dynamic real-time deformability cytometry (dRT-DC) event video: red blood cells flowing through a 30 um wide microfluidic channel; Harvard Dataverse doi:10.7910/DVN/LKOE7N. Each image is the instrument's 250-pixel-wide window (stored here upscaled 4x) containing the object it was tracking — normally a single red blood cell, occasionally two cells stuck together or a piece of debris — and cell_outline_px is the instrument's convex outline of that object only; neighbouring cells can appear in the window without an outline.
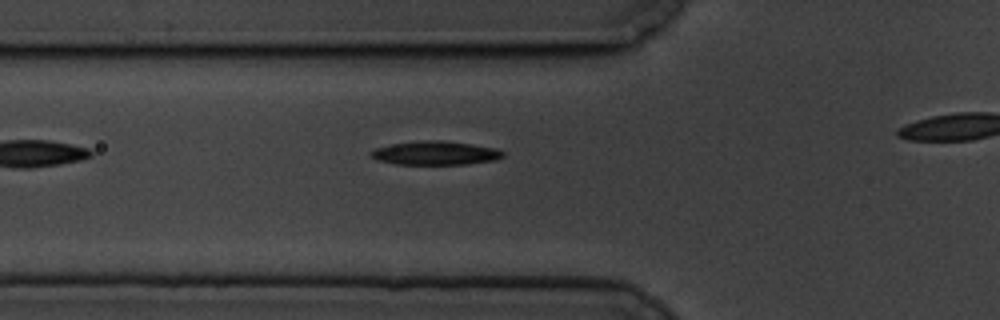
{"species": "common noctule bat (a hibernating species)", "species_latin": "Nyctalus noctula", "temperature_condition": "cold", "stored_images_in_passage": 31, "camera_frame_rate_fps": 3000, "um_per_image_px": 0.085, "animal": {"sex": "male", "body_mass_g": 19.5, "forearm_length_mm": 54.6}, "frame": {"image": 1, "passage_image": 3, "time_ms": 0.667, "image_size_px": [1000, 320], "cell_outline_px": [[504, 156], [496, 160], [468, 164], [396, 164], [376, 160], [368, 156], [368, 152], [376, 148], [396, 144], [424, 140], [444, 140], [472, 144], [496, 148], [504, 152]], "centroid_in_image_um": [37.01, 13.01], "position_along_channel_um": 88.8, "area_um2": 18.32}}
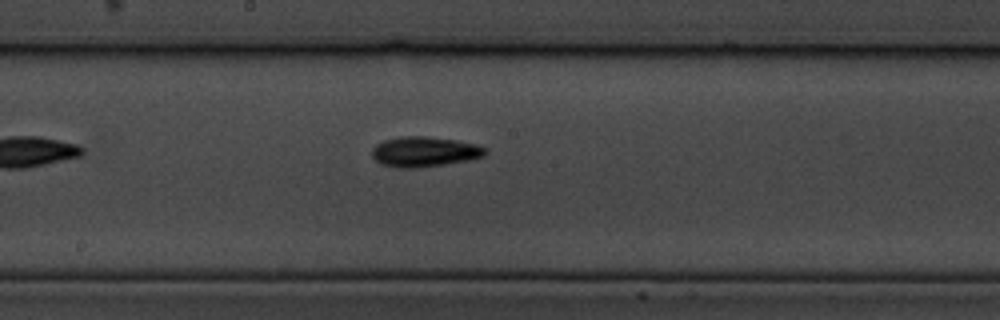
{"frame": {"image": 2, "passage_image": 14, "time_ms": 4.333, "image_size_px": [1000, 320], "cell_outline_px": [[488, 152], [484, 156], [468, 160], [444, 164], [416, 168], [396, 168], [380, 164], [372, 156], [372, 148], [376, 144], [384, 140], [400, 136], [428, 136], [456, 140], [476, 144], [488, 148]], "centroid_in_image_um": [36.07, 12.89], "position_along_channel_um": 212.1, "area_um2": 20.11}}
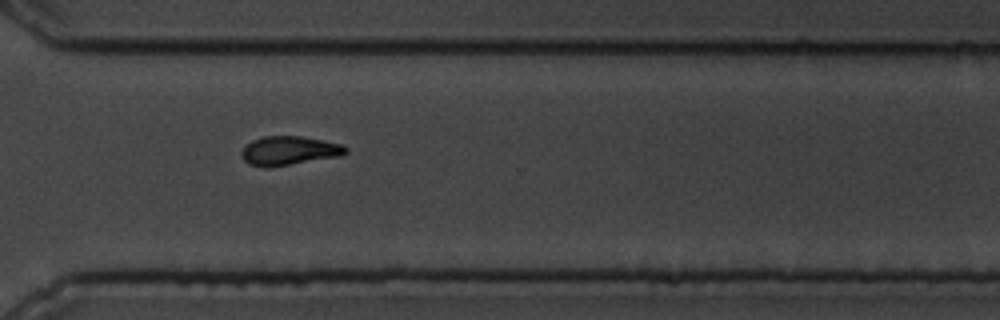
{"frame": {"image": 3, "passage_image": 26, "time_ms": 8.333, "image_size_px": [1000, 320], "cell_outline_px": [[348, 152], [340, 156], [268, 168], [264, 168], [248, 164], [244, 160], [240, 152], [244, 144], [252, 140], [264, 136], [300, 136], [324, 140], [340, 144], [348, 148]], "centroid_in_image_um": [24.53, 12.81], "position_along_channel_um": 346.1, "area_um2": 17.8}}